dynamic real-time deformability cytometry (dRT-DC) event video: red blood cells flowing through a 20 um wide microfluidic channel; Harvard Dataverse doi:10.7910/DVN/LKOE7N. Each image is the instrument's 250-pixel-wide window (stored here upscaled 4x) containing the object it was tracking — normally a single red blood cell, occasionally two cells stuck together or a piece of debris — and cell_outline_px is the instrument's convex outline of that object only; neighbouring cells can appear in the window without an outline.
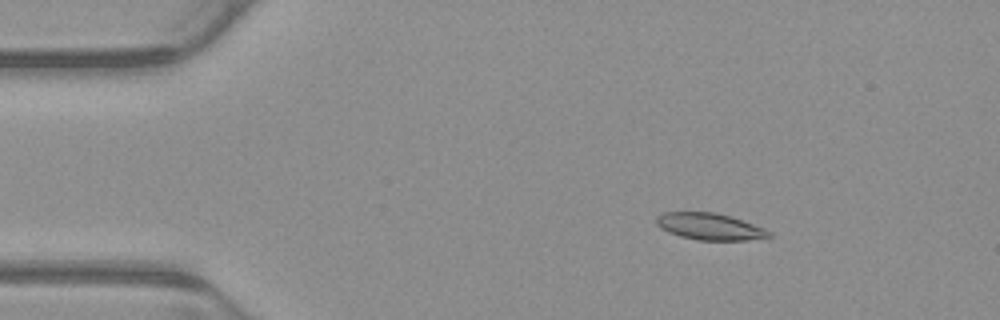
{"species": "common noctule bat (a hibernating species)", "species_latin": "Nyctalus noctula", "temperature_condition": "warm", "stored_images_in_passage": 53, "camera_frame_rate_fps": 3000, "um_per_image_px": 0.085, "animal": {"sex": "male", "body_mass_g": 23.1, "forearm_length_mm": 52.7}, "frame": {"image": 1, "passage_image": 8, "time_ms": 2.333, "image_size_px": [1000, 320], "cell_outline_px": [[772, 236], [748, 240], [700, 240], [680, 236], [668, 232], [660, 228], [656, 224], [656, 216], [664, 212], [716, 212], [732, 216], [764, 228], [772, 232]], "centroid_in_image_um": [60.33, 19.25], "position_along_channel_um": 24.7, "area_um2": 17.63}}
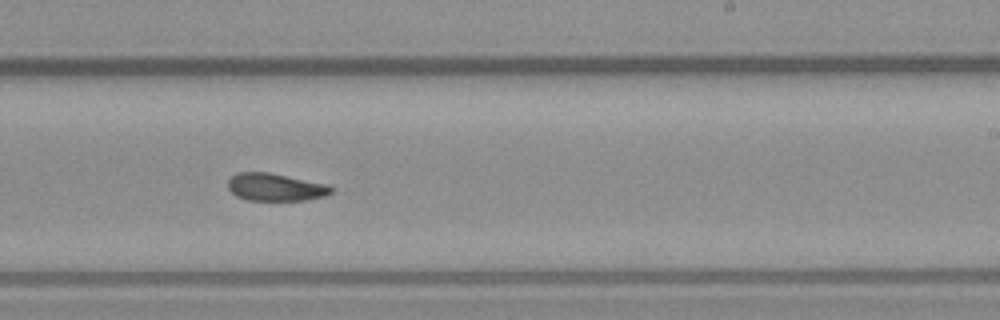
{"frame": {"image": 2, "passage_image": 32, "time_ms": 10.333, "image_size_px": [1000, 320], "cell_outline_px": [[336, 188], [332, 192], [324, 196], [304, 200], [248, 200], [236, 196], [228, 188], [228, 180], [236, 172], [268, 172], [328, 184]], "centroid_in_image_um": [23.42, 15.9], "position_along_channel_um": 265.6, "area_um2": 16.65}}
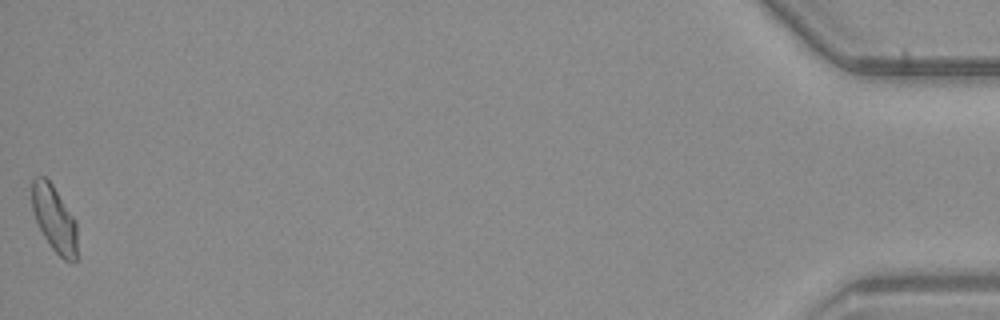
{"frame": {"image": 3, "passage_image": 53, "time_ms": 17.333, "image_size_px": [1000, 320], "cell_outline_px": [[76, 260], [72, 264], [64, 260], [52, 248], [44, 236], [36, 220], [32, 208], [32, 180], [36, 176], [44, 176], [52, 184], [76, 220]], "centroid_in_image_um": [4.62, 18.6], "position_along_channel_um": 430.6, "area_um2": 17.34}, "authors_computed_cell_mechanics": {"area_um2": 17.3978, "velocity_mm_per_s": 3.875, "shape_relaxation_time_tau1_ms": null, "shape_relaxation_time_tau2_ms": 7.0049, "deformation_change_tau1": null, "deformation_change_tau2": 0.1533}}